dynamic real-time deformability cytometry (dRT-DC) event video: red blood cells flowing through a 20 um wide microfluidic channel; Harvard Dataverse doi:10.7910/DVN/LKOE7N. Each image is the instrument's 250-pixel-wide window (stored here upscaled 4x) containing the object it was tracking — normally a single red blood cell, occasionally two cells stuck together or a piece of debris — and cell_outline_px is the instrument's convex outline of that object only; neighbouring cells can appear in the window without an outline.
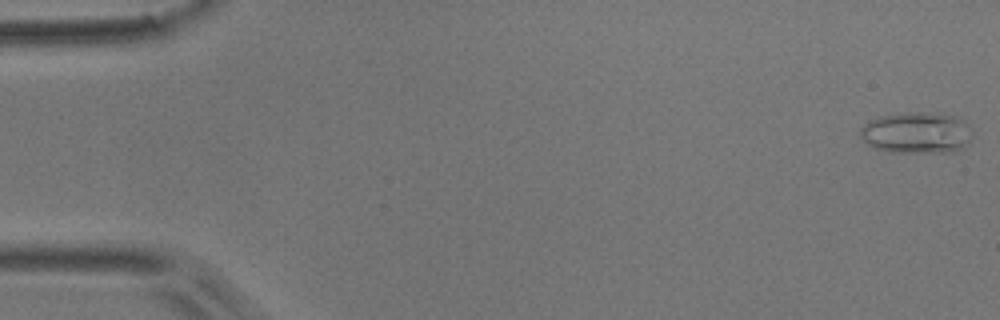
{"species": "common noctule bat (a hibernating species)", "species_latin": "Nyctalus noctula", "temperature_condition": "room temperature", "stored_images_in_passage": 5, "camera_frame_rate_fps": 3000, "um_per_image_px": 0.085, "animal": {"sex": "male", "body_mass_g": 17.9}, "frame": {"image": 1, "passage_image": 1, "time_ms": 0.0, "image_size_px": [1000, 320], "cell_outline_px": [[972, 136], [964, 148], [952, 152], [896, 152], [876, 148], [868, 144], [860, 136], [860, 128], [868, 120], [880, 116], [912, 112], [924, 112], [960, 116], [968, 124], [972, 132]], "centroid_in_image_um": [77.95, 11.27], "position_along_channel_um": 7.0, "area_um2": 27.17}}